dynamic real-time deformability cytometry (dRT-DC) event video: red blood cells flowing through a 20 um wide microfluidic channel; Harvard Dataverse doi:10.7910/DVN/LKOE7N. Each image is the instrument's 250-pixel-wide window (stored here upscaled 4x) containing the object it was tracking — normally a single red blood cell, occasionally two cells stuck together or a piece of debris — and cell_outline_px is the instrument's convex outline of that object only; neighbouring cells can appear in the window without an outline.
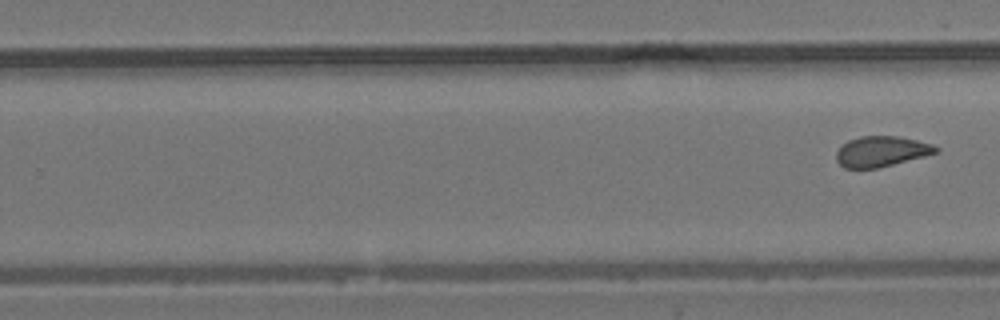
{"species": "common noctule bat (a hibernating species)", "species_latin": "Nyctalus noctula", "temperature_condition": "room temperature", "stored_images_in_passage": 10, "segment_of_instrument_passage": [2, 2], "camera_frame_rate_fps": 3000, "um_per_image_px": 0.085, "animal": {"sex": "male", "body_mass_g": 19.2, "forearm_length_mm": 51.8}, "frame": {"image": 1, "passage_image": 10, "time_ms": 12.333, "image_size_px": [1000, 320], "cell_outline_px": [[940, 152], [876, 168], [844, 168], [836, 160], [836, 152], [848, 140], [860, 136], [896, 136], [916, 140], [932, 144], [940, 148]], "centroid_in_image_um": [74.92, 12.86], "position_along_channel_um": 254.9, "area_um2": 17.51}}